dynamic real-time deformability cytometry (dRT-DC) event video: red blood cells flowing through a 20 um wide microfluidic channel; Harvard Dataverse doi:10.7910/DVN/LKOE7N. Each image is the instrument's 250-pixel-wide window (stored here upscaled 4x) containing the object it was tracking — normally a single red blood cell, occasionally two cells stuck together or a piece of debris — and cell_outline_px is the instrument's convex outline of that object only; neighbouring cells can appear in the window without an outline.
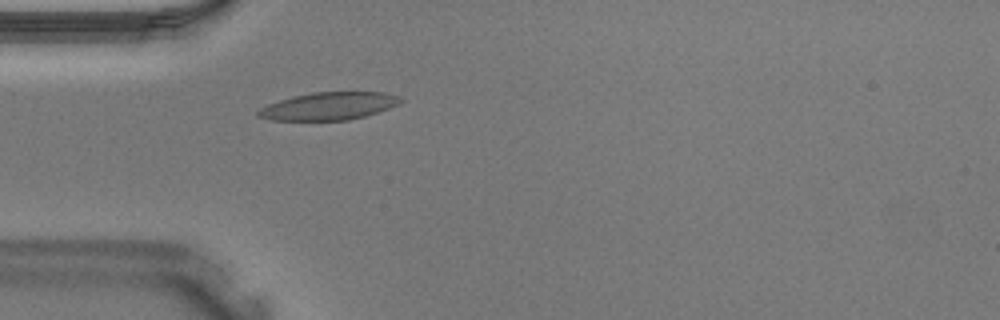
{"species": "Egyptian fruit bat (a non-hibernating species)", "species_latin": "Rousettus aegyptiacus", "temperature_condition": "warm", "stored_images_in_passage": 6, "camera_frame_rate_fps": 3000, "um_per_image_px": 0.085, "animal": {"sex": "male"}, "frame": {"image": 1, "passage_image": 1, "time_ms": 0.0, "image_size_px": [1000, 320], "cell_outline_px": [[404, 100], [400, 104], [364, 116], [348, 120], [272, 120], [256, 116], [256, 112], [260, 108], [268, 104], [292, 96], [312, 92], [384, 92], [400, 96]], "centroid_in_image_um": [27.95, 9.01], "position_along_channel_um": 57.1, "area_um2": 22.95}}